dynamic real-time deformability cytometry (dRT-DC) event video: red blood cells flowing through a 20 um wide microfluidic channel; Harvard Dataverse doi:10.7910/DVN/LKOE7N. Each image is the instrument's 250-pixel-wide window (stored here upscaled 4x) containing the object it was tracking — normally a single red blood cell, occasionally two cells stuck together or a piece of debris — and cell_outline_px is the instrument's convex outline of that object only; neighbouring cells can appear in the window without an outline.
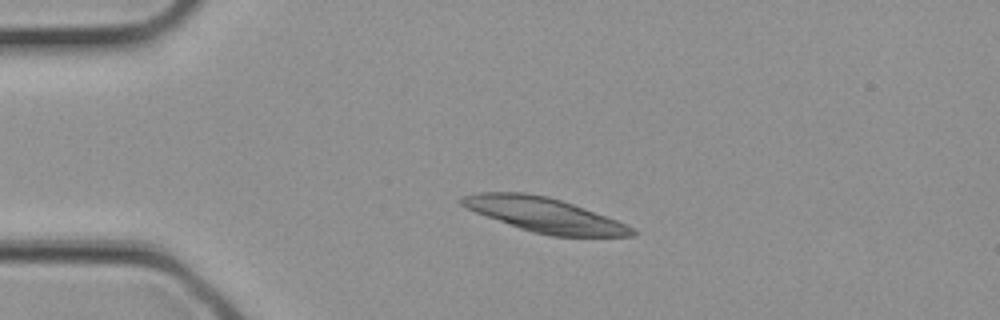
{"species": "common noctule bat (a hibernating species)", "species_latin": "Nyctalus noctula", "temperature_condition": "cold", "stored_images_in_passage": 2, "camera_frame_rate_fps": 3000, "um_per_image_px": 0.085, "animal": {"sex": "female", "body_mass_g": 21.9}, "frame": {"image": 1, "passage_image": 1, "time_ms": 0.0, "image_size_px": [1000, 320], "cell_outline_px": [[636, 236], [552, 236], [532, 232], [520, 228], [476, 212], [460, 204], [460, 196], [476, 192], [524, 192], [548, 196], [584, 208], [616, 220], [632, 228], [636, 232]], "centroid_in_image_um": [46.24, 18.25], "position_along_channel_um": 38.8, "area_um2": 33.76}}